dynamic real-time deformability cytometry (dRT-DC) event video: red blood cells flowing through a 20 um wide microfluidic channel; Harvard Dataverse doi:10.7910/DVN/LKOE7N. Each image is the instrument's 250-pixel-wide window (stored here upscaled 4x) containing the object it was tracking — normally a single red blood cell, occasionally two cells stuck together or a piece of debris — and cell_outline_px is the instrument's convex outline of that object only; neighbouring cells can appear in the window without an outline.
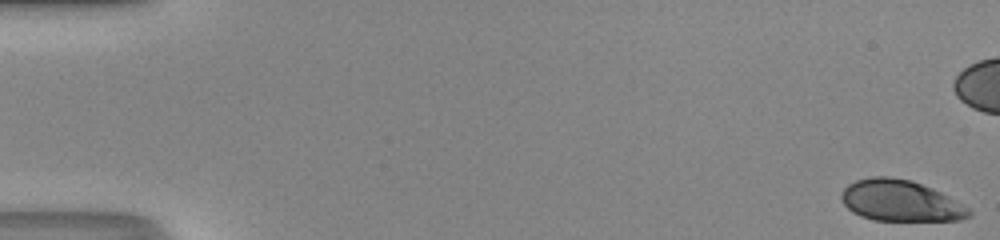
{"species": "human", "species_latin": "Homo sapiens", "temperature_condition": "room temperature", "stored_images_in_passage": 51, "camera_frame_rate_fps": 3000, "um_per_image_px": 0.085, "donor": {"sex": "male"}, "frame": {"image": 1, "passage_image": 1, "time_ms": 0.0, "image_size_px": [1000, 240], "cell_outline_px": [[972, 216], [960, 220], [872, 220], [860, 216], [852, 212], [844, 204], [840, 196], [840, 192], [848, 184], [856, 180], [872, 176], [888, 176], [912, 180], [932, 188], [948, 196], [968, 208], [972, 212]], "centroid_in_image_um": [76.51, 17.06], "position_along_channel_um": 8.5, "area_um2": 30.63}}
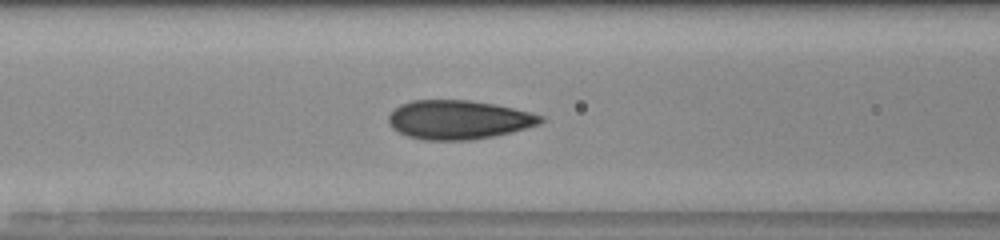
{"frame": {"image": 2, "passage_image": 22, "time_ms": 7.0, "image_size_px": [1000, 240], "cell_outline_px": [[544, 120], [540, 124], [512, 132], [472, 140], [424, 140], [408, 136], [392, 128], [388, 124], [388, 116], [400, 104], [412, 100], [468, 100], [492, 104], [512, 108], [544, 116]], "centroid_in_image_um": [38.96, 10.18], "position_along_channel_um": 127.6, "area_um2": 34.39}}
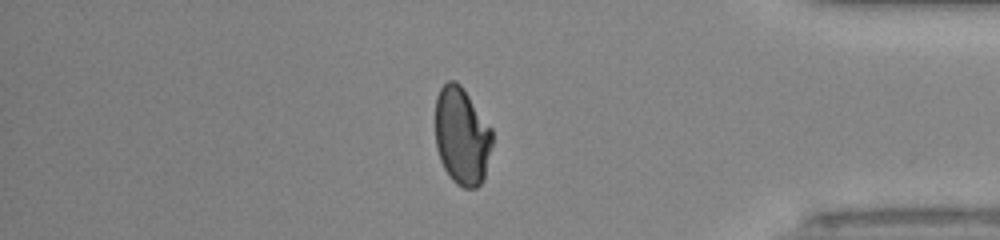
{"frame": {"image": 3, "passage_image": 43, "time_ms": 14.0, "image_size_px": [1000, 240], "cell_outline_px": [[492, 144], [484, 176], [480, 184], [476, 188], [464, 188], [456, 184], [452, 180], [444, 168], [440, 160], [436, 148], [436, 96], [440, 88], [448, 80], [456, 80], [460, 84], [492, 128]], "centroid_in_image_um": [39.25, 11.56], "position_along_channel_um": 396.0, "area_um2": 32.37}, "authors_computed_cell_mechanics": {"area_um2": 33.0038, "velocity_mm_per_s": 4.2144, "shape_relaxation_time_tau1_ms": 9.8846, "shape_relaxation_time_tau2_ms": null, "deformation_change_tau1": 0.24, "deformation_change_tau2": null}}